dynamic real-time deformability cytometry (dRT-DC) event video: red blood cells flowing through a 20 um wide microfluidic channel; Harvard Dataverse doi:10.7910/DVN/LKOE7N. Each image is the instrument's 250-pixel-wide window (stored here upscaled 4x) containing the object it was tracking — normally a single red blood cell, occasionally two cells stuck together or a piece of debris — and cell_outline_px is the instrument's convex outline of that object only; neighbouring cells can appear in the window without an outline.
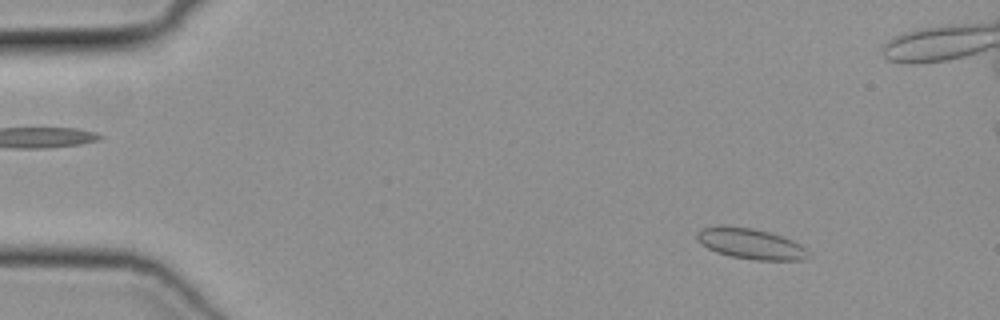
{"species": "common noctule bat (a hibernating species)", "species_latin": "Nyctalus noctula", "temperature_condition": "cold", "stored_images_in_passage": 10, "camera_frame_rate_fps": 3000, "um_per_image_px": 0.085, "animal": {"sex": "female", "body_mass_g": 19.3, "forearm_length_mm": 54.1}, "frame": {"image": 1, "passage_image": 6, "time_ms": 1.667, "image_size_px": [1000, 320], "cell_outline_px": [[812, 256], [804, 260], [752, 260], [732, 256], [716, 252], [700, 244], [696, 240], [696, 232], [700, 228], [720, 224], [724, 224], [752, 228], [768, 232], [792, 240], [800, 244]], "centroid_in_image_um": [63.75, 20.7], "position_along_channel_um": 21.3, "area_um2": 20.23}}